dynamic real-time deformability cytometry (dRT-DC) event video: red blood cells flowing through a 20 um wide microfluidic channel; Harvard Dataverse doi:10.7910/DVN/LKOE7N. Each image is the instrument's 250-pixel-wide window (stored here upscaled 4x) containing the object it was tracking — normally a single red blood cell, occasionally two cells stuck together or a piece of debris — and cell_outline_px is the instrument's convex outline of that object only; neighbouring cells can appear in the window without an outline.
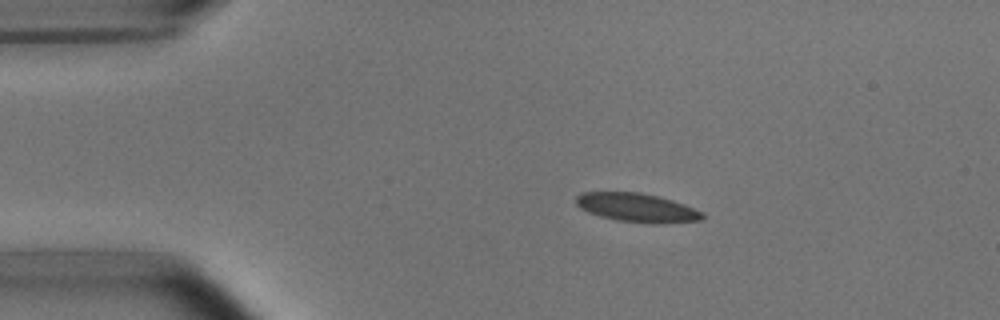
{"species": "common noctule bat (a hibernating species)", "species_latin": "Nyctalus noctula", "temperature_condition": "room temperature", "stored_images_in_passage": 3, "camera_frame_rate_fps": 3000, "um_per_image_px": 0.085, "animal": {"sex": "male", "body_mass_g": 15.6}, "frame": {"image": 1, "passage_image": 1, "time_ms": 0.0, "image_size_px": [1000, 320], "cell_outline_px": [[704, 216], [700, 220], [656, 224], [652, 224], [616, 220], [600, 216], [588, 212], [580, 208], [576, 204], [576, 196], [584, 192], [640, 192], [660, 196], [684, 204], [704, 212]], "centroid_in_image_um": [54.15, 17.65], "position_along_channel_um": 30.9, "area_um2": 21.27}}
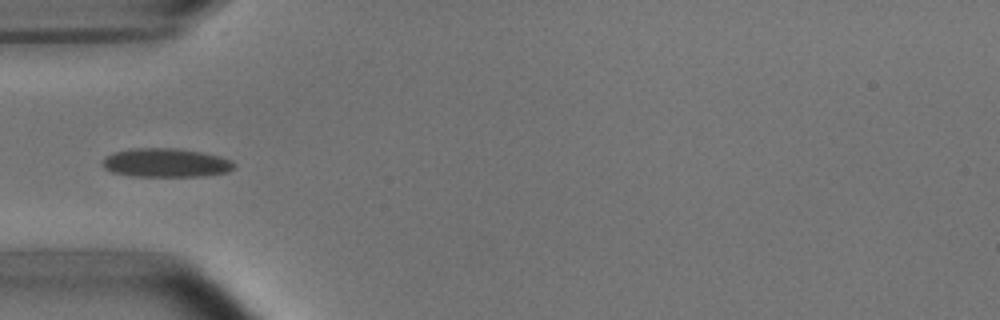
{"frame": {"image": 2, "passage_image": 3, "time_ms": 2.333, "image_size_px": [1000, 320], "cell_outline_px": [[236, 168], [228, 172], [204, 176], [132, 176], [112, 172], [104, 168], [100, 164], [112, 152], [132, 148], [176, 148], [204, 152], [220, 156], [232, 160], [236, 164]], "centroid_in_image_um": [14.14, 13.83], "position_along_channel_um": 70.9, "area_um2": 22.37}}